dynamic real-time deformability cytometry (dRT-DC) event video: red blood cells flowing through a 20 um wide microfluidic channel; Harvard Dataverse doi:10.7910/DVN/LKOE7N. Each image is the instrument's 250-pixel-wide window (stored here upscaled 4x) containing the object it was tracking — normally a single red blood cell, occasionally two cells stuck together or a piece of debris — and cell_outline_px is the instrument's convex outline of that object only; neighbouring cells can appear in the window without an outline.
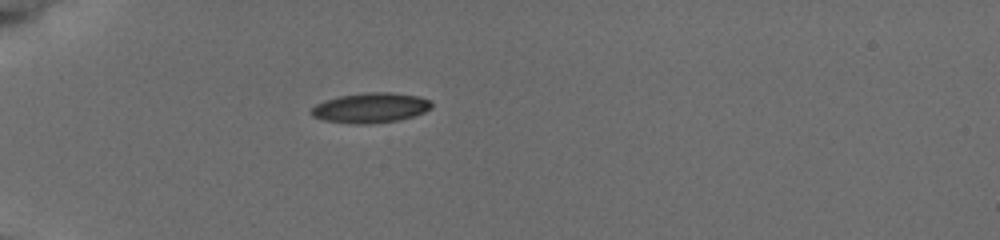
{"species": "common noctule bat (a hibernating species)", "species_latin": "Nyctalus noctula", "temperature_condition": "cold", "stored_images_in_passage": 39, "camera_frame_rate_fps": 3000, "um_per_image_px": 0.085, "animal": {"sex": "female", "body_mass_g": 19.5, "forearm_length_mm": 54.1}, "frame": {"image": 1, "passage_image": 1, "time_ms": 0.0, "image_size_px": [1000, 240], "cell_outline_px": [[432, 108], [424, 112], [412, 116], [396, 120], [368, 124], [352, 124], [324, 120], [312, 116], [308, 112], [316, 104], [324, 100], [340, 96], [372, 92], [388, 92], [416, 96], [428, 100], [432, 104]], "centroid_in_image_um": [31.45, 9.17], "position_along_channel_um": 53.6, "area_um2": 20.81}}
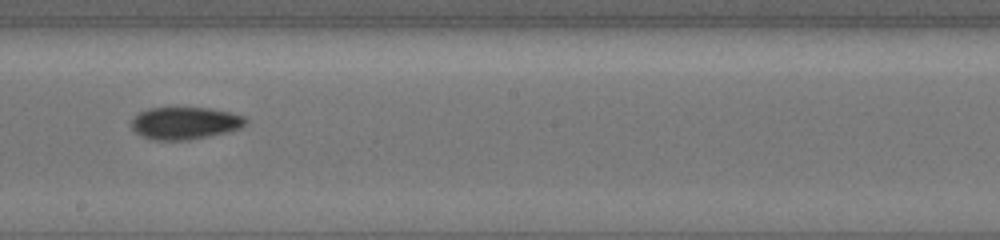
{"frame": {"image": 2, "passage_image": 17, "time_ms": 5.333, "image_size_px": [1000, 240], "cell_outline_px": [[248, 120], [240, 128], [228, 132], [188, 140], [156, 140], [144, 136], [136, 132], [132, 128], [132, 120], [140, 112], [148, 108], [208, 108], [228, 112], [244, 116]], "centroid_in_image_um": [15.74, 10.46], "position_along_channel_um": 232.5, "area_um2": 21.21}}
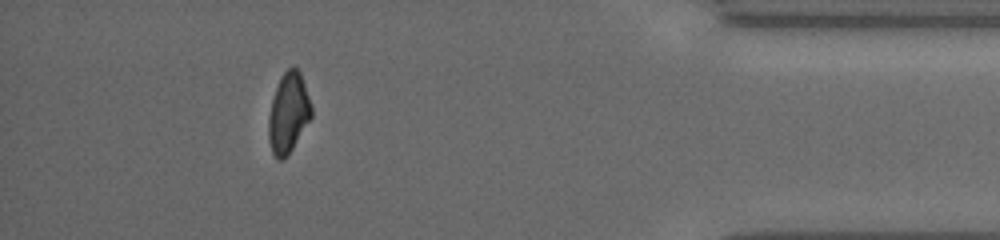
{"frame": {"image": 3, "passage_image": 34, "time_ms": 11.0, "image_size_px": [1000, 240], "cell_outline_px": [[312, 116], [288, 156], [284, 160], [276, 160], [272, 152], [268, 140], [268, 116], [272, 100], [280, 76], [288, 68], [296, 68], [300, 72], [312, 108]], "centroid_in_image_um": [24.49, 9.65], "position_along_channel_um": 410.7, "area_um2": 20.0}, "authors_computed_cell_mechanics": {"area_um2": 20.808, "velocity_mm_per_s": 3.8114, "shape_relaxation_time_tau1_ms": 4.1215, "shape_relaxation_time_tau2_ms": 5.3678, "deformation_change_tau1": 0.1269, "deformation_change_tau2": 0.0944}}